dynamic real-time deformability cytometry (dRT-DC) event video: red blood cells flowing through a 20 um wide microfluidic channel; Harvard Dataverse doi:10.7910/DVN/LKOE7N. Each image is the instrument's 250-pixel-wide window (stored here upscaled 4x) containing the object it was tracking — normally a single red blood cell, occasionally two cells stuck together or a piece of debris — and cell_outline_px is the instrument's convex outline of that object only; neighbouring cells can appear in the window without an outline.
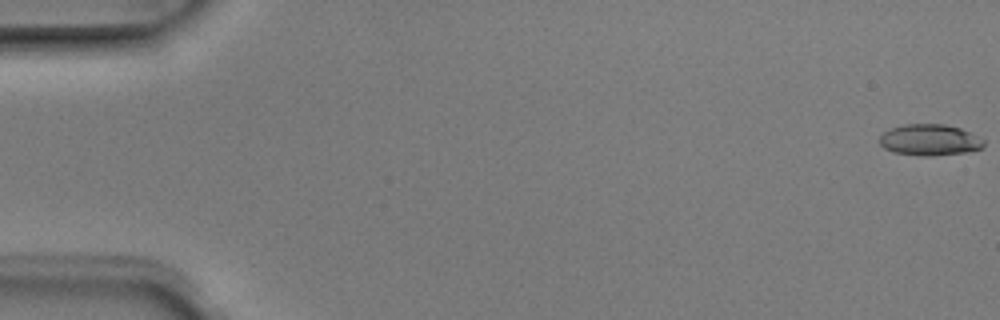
{"species": "Egyptian fruit bat (a non-hibernating species)", "species_latin": "Rousettus aegyptiacus", "temperature_condition": "room temperature", "stored_images_in_passage": 6, "camera_frame_rate_fps": 3000, "um_per_image_px": 0.085, "animal": {"sex": "male"}, "frame": {"image": 1, "passage_image": 1, "time_ms": 0.0, "image_size_px": [1000, 320], "cell_outline_px": [[984, 144], [980, 148], [964, 152], [932, 156], [916, 156], [892, 152], [884, 148], [880, 144], [880, 136], [884, 132], [892, 128], [904, 124], [944, 124], [960, 128], [984, 140]], "centroid_in_image_um": [78.97, 11.9], "position_along_channel_um": 6.0, "area_um2": 18.84}}
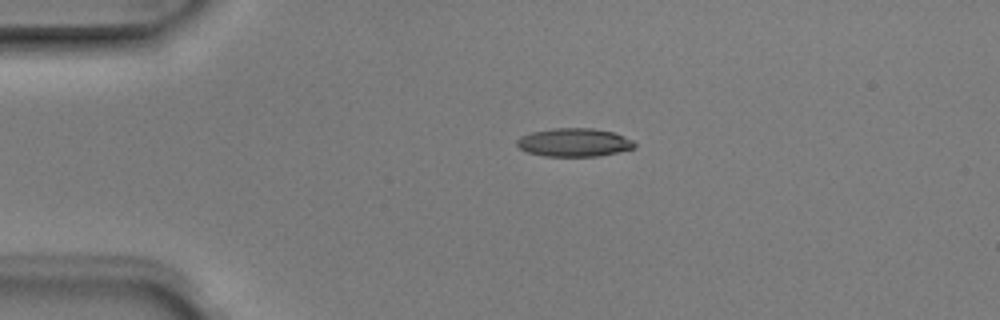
{"frame": {"image": 2, "passage_image": 4, "time_ms": 1.0, "image_size_px": [1000, 320], "cell_outline_px": [[636, 148], [600, 156], [544, 156], [528, 152], [520, 148], [516, 144], [516, 140], [520, 136], [532, 132], [552, 128], [592, 128], [612, 132], [624, 136], [632, 140], [636, 144]], "centroid_in_image_um": [48.8, 12.11], "position_along_channel_um": 36.2, "area_um2": 19.48}}
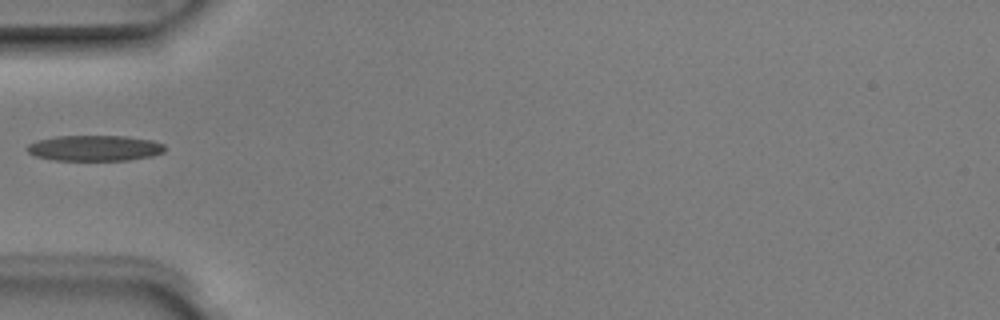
{"frame": {"image": 3, "passage_image": 6, "time_ms": 1.667, "image_size_px": [1000, 320], "cell_outline_px": [[164, 152], [152, 156], [128, 160], [56, 160], [36, 156], [28, 152], [24, 148], [28, 144], [36, 140], [56, 136], [124, 136], [152, 140], [164, 144]], "centroid_in_image_um": [8.02, 12.58], "position_along_channel_um": 77.0, "area_um2": 20.63}}